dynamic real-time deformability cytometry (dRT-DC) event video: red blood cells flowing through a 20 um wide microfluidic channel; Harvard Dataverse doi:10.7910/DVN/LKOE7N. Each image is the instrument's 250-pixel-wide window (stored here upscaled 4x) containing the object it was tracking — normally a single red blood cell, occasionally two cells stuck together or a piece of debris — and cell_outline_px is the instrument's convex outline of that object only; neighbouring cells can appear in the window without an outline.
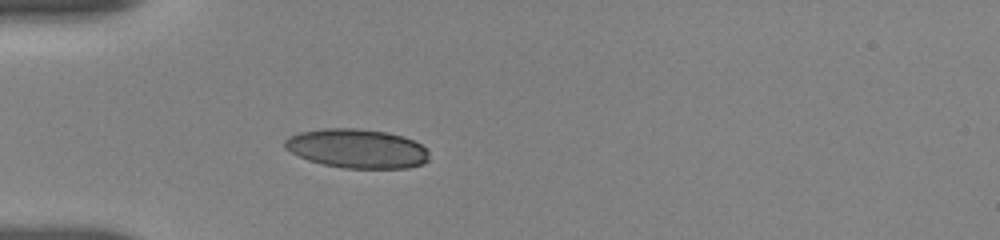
{"species": "human", "species_latin": "Homo sapiens", "temperature_condition": "room temperature", "stored_images_in_passage": 39, "camera_frame_rate_fps": 3000, "um_per_image_px": 0.085, "donor": {"sex": "female"}, "frame": {"image": 1, "passage_image": 1, "time_ms": 0.0, "image_size_px": [1000, 240], "cell_outline_px": [[428, 160], [424, 164], [408, 168], [344, 168], [324, 164], [308, 160], [284, 148], [284, 140], [288, 136], [300, 132], [324, 128], [356, 128], [384, 132], [400, 136], [412, 140], [428, 148]], "centroid_in_image_um": [30.34, 12.63], "position_along_channel_um": 54.7, "area_um2": 32.83}}
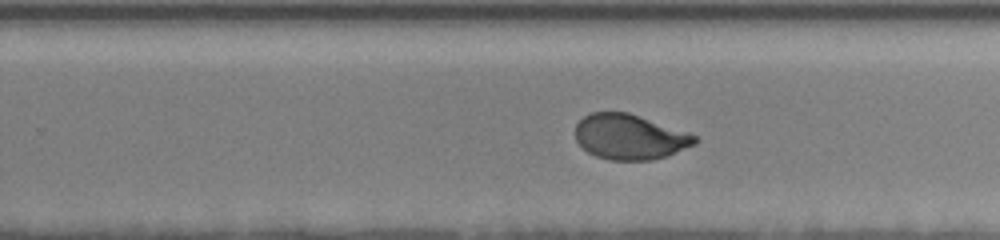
{"frame": {"image": 2, "passage_image": 20, "time_ms": 6.333, "image_size_px": [1000, 240], "cell_outline_px": [[700, 140], [696, 144], [668, 156], [652, 160], [608, 160], [596, 156], [588, 152], [576, 140], [576, 124], [584, 116], [592, 112], [628, 112], [688, 132], [696, 136]], "centroid_in_image_um": [53.55, 11.64], "position_along_channel_um": 276.2, "area_um2": 31.56}}
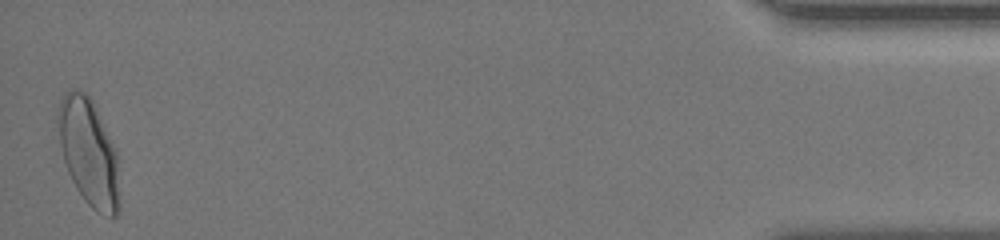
{"frame": {"image": 3, "passage_image": 39, "time_ms": 12.667, "image_size_px": [1000, 240], "cell_outline_px": [[120, 208], [116, 216], [112, 216], [96, 212], [84, 200], [76, 188], [68, 172], [64, 160], [60, 144], [56, 120], [56, 112], [60, 100], [72, 88], [76, 88], [84, 92], [92, 100], [116, 152], [120, 204]], "centroid_in_image_um": [7.52, 12.95], "position_along_channel_um": 427.7, "area_um2": 38.09}, "authors_computed_cell_mechanics": {"area_um2": 32.657, "velocity_mm_per_s": 3.6587, "shape_relaxation_time_tau1_ms": 3.9159, "shape_relaxation_time_tau2_ms": null, "deformation_change_tau1": 0.1585, "deformation_change_tau2": null}}